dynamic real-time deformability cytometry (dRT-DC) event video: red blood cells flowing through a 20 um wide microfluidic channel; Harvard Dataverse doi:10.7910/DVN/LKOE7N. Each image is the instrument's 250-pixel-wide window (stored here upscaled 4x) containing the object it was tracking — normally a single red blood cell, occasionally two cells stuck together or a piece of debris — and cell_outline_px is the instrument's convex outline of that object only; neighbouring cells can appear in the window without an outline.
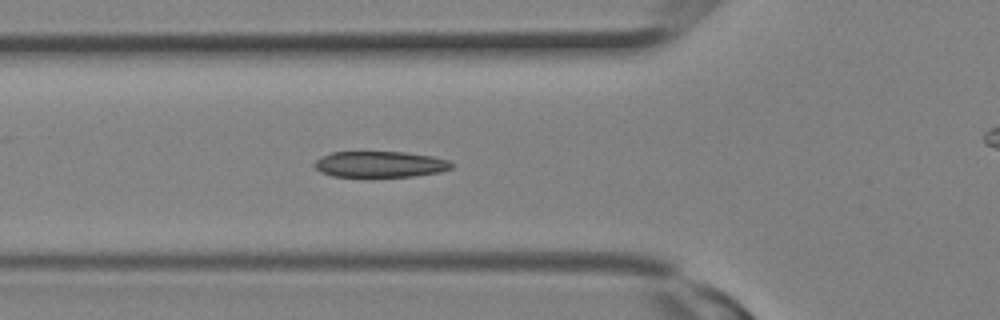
{"species": "Egyptian fruit bat (a non-hibernating species)", "species_latin": "Rousettus aegyptiacus", "temperature_condition": "room temperature", "stored_images_in_passage": 13, "camera_frame_rate_fps": 3000, "um_per_image_px": 0.085, "animal": {"sex": "female"}, "frame": {"image": 1, "passage_image": 11, "time_ms": 3.333, "image_size_px": [1000, 320], "cell_outline_px": [[452, 168], [440, 172], [412, 176], [332, 176], [320, 172], [312, 164], [320, 156], [332, 152], [404, 152], [432, 156], [448, 160], [452, 164]], "centroid_in_image_um": [32.27, 13.95], "position_along_channel_um": 93.5, "area_um2": 20.69}}
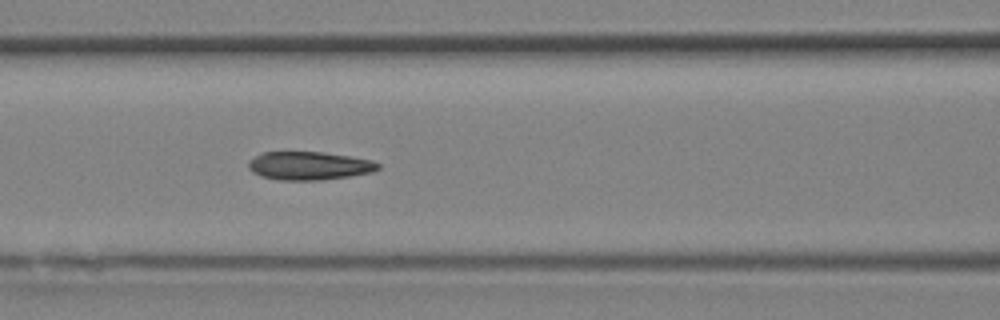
{"frame": {"image": 2, "passage_image": 13, "time_ms": 4.0, "image_size_px": [1000, 320], "cell_outline_px": [[380, 168], [372, 172], [348, 176], [320, 180], [280, 180], [260, 176], [252, 172], [248, 168], [248, 164], [260, 152], [324, 152], [372, 160], [380, 164]], "centroid_in_image_um": [26.27, 14.09], "position_along_channel_um": 140.3, "area_um2": 21.27}}